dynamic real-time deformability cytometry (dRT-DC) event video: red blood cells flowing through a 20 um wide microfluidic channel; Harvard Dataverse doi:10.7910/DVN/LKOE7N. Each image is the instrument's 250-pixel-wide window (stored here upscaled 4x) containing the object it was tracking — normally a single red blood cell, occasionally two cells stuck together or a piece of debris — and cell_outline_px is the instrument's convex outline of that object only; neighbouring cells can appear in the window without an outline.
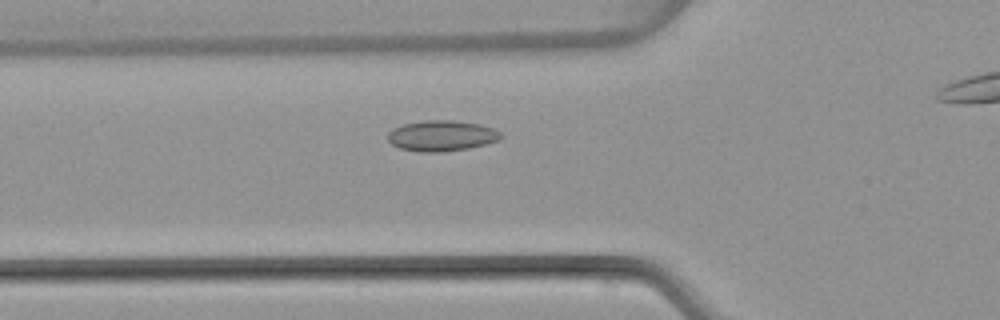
{"species": "common noctule bat (a hibernating species)", "species_latin": "Nyctalus noctula", "temperature_condition": "warm", "stored_images_in_passage": 29, "camera_frame_rate_fps": 3000, "um_per_image_px": 0.085, "animal": {"sex": "female", "body_mass_g": 22.7, "forearm_length_mm": 54.2}, "frame": {"image": 1, "passage_image": 2, "time_ms": 0.333, "image_size_px": [1000, 320], "cell_outline_px": [[504, 136], [500, 140], [468, 148], [440, 152], [420, 152], [400, 148], [392, 144], [388, 140], [388, 132], [392, 128], [404, 124], [424, 120], [452, 120], [480, 124], [492, 128], [500, 132]], "centroid_in_image_um": [37.54, 11.53], "position_along_channel_um": 88.3, "area_um2": 20.23}}
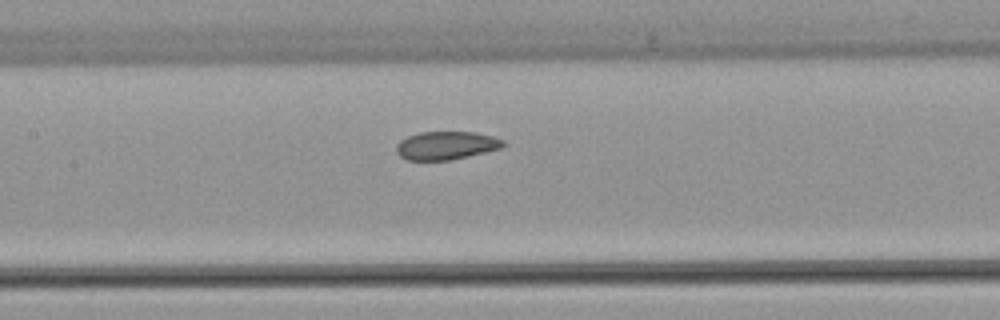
{"frame": {"image": 2, "passage_image": 8, "time_ms": 2.333, "image_size_px": [1000, 320], "cell_outline_px": [[508, 144], [500, 148], [452, 160], [404, 160], [396, 152], [396, 144], [400, 140], [408, 136], [420, 132], [476, 132], [492, 136], [504, 140]], "centroid_in_image_um": [37.92, 12.37], "position_along_channel_um": 169.5, "area_um2": 17.69}}
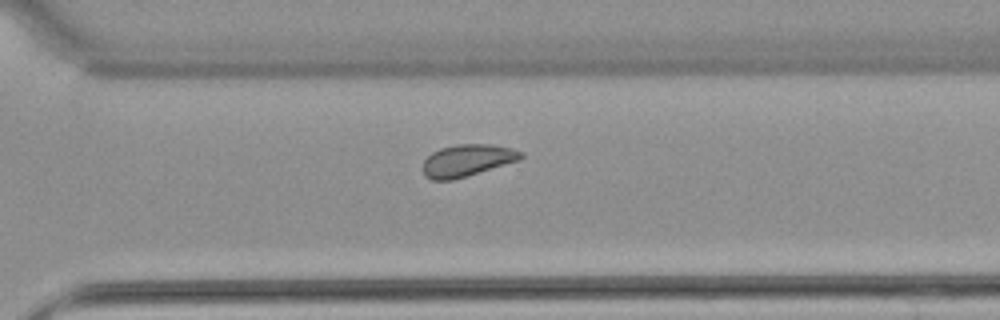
{"frame": {"image": 3, "passage_image": 20, "time_ms": 6.333, "image_size_px": [1000, 320], "cell_outline_px": [[524, 156], [520, 160], [468, 176], [452, 180], [432, 180], [424, 176], [424, 160], [432, 152], [440, 148], [456, 144], [492, 144], [512, 148], [524, 152]], "centroid_in_image_um": [39.74, 13.63], "position_along_channel_um": 330.9, "area_um2": 18.44}}